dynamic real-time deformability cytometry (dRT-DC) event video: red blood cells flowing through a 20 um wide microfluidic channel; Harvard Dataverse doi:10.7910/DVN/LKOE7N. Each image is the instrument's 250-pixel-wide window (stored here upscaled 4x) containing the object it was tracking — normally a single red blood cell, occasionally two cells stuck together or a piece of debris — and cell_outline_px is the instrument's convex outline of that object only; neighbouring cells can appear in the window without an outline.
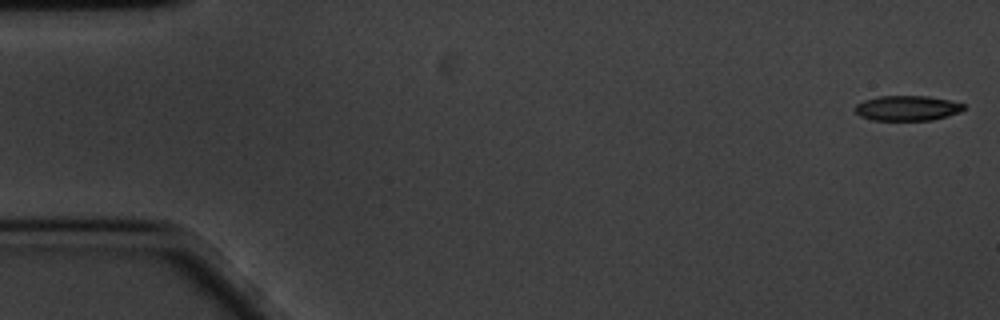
{"species": "common noctule bat (a hibernating species)", "species_latin": "Nyctalus noctula", "temperature_condition": "cold", "stored_images_in_passage": 59, "camera_frame_rate_fps": 3000, "um_per_image_px": 0.085, "animal": {"sex": "male", "body_mass_g": 20.1, "forearm_length_mm": 53.5}, "frame": {"image": 1, "passage_image": 1, "time_ms": 0.0, "image_size_px": [1000, 320], "cell_outline_px": [[964, 108], [960, 112], [948, 116], [932, 120], [872, 120], [860, 116], [856, 112], [856, 104], [864, 100], [880, 96], [928, 96], [948, 100], [964, 104]], "centroid_in_image_um": [77.12, 9.19], "position_along_channel_um": 7.9, "area_um2": 15.78}}
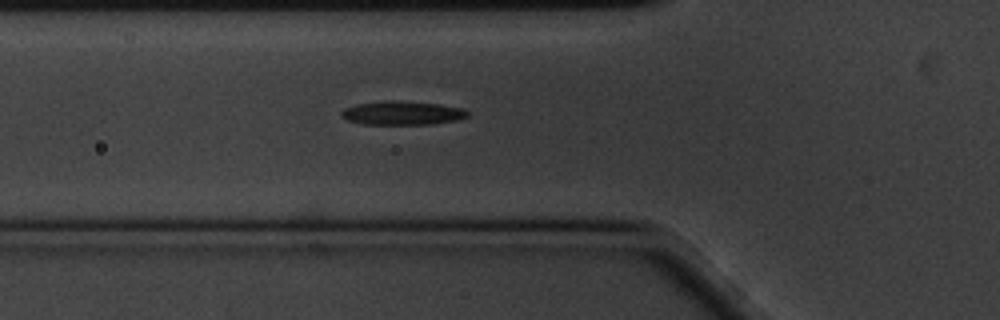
{"frame": {"image": 2, "passage_image": 20, "time_ms": 6.333, "image_size_px": [1000, 320], "cell_outline_px": [[468, 116], [456, 120], [432, 124], [364, 124], [348, 120], [340, 116], [340, 112], [344, 108], [356, 104], [384, 100], [400, 100], [440, 104], [464, 108], [468, 112]], "centroid_in_image_um": [34.18, 9.59], "position_along_channel_um": 91.6, "area_um2": 17.63}}
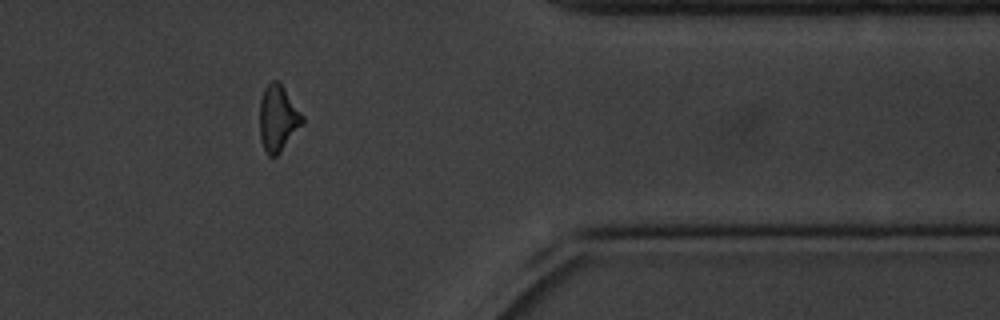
{"frame": {"image": 3, "passage_image": 48, "time_ms": 15.667, "image_size_px": [1000, 320], "cell_outline_px": [[304, 120], [280, 152], [276, 156], [268, 156], [260, 140], [260, 100], [264, 88], [272, 80], [276, 80], [280, 84], [304, 116]], "centroid_in_image_um": [23.6, 10.06], "position_along_channel_um": 387.8, "area_um2": 16.01}, "authors_computed_cell_mechanics": {"area_um2": 16.9354, "velocity_mm_per_s": 3.372, "shape_relaxation_time_tau1_ms": 3.5445, "shape_relaxation_time_tau2_ms": 6.0451, "deformation_change_tau1": 0.1175, "deformation_change_tau2": 0.1426}}